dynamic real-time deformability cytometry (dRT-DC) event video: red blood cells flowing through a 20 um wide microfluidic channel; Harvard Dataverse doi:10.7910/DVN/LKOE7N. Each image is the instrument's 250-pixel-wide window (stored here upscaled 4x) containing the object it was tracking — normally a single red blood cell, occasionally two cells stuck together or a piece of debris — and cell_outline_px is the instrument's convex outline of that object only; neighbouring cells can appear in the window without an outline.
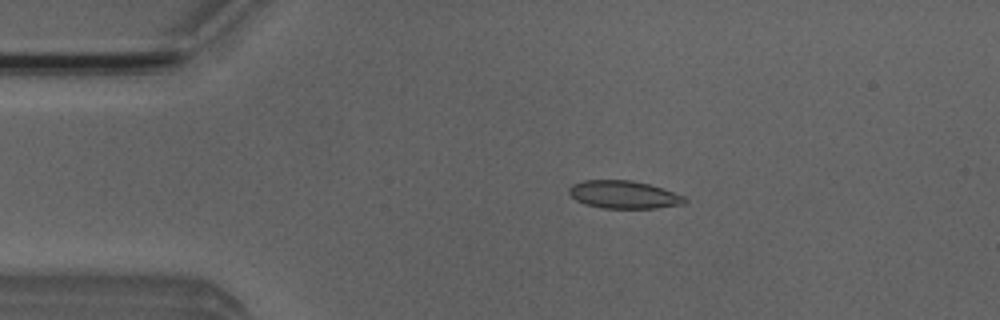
{"species": "Egyptian fruit bat (a non-hibernating species)", "species_latin": "Rousettus aegyptiacus", "temperature_condition": "room temperature", "stored_images_in_passage": 4, "camera_frame_rate_fps": 3000, "um_per_image_px": 0.085, "animal": {"sex": "male"}, "frame": {"image": 1, "passage_image": 3, "time_ms": 2.667, "image_size_px": [1000, 320], "cell_outline_px": [[688, 200], [684, 204], [656, 208], [600, 208], [584, 204], [576, 200], [568, 192], [568, 188], [572, 184], [584, 180], [632, 180], [648, 184], [684, 196]], "centroid_in_image_um": [52.99, 16.55], "position_along_channel_um": 32.0, "area_um2": 18.73}}